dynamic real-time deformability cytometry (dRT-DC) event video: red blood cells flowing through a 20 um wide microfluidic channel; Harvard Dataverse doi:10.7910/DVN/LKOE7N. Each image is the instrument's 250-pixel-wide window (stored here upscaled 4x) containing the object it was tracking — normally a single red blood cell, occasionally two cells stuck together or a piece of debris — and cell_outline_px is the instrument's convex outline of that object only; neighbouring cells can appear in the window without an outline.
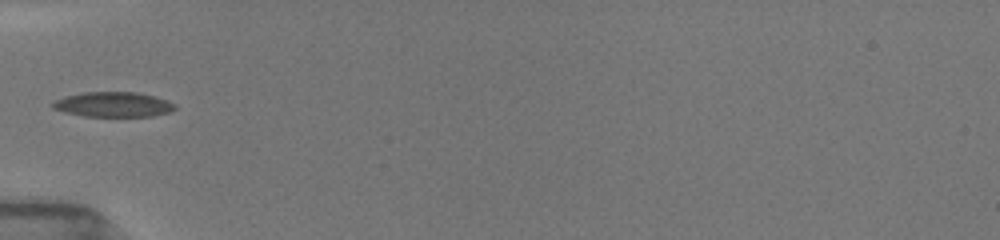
{"species": "common noctule bat (a hibernating species)", "species_latin": "Nyctalus noctula", "temperature_condition": "room temperature", "stored_images_in_passage": 20, "camera_frame_rate_fps": 3000, "um_per_image_px": 0.085, "animal": {"sex": "female", "body_mass_g": 19.5, "forearm_length_mm": 54.1}, "frame": {"image": 1, "passage_image": 4, "time_ms": 1.0, "image_size_px": [1000, 240], "cell_outline_px": [[176, 108], [172, 112], [152, 116], [84, 116], [64, 112], [52, 108], [48, 104], [64, 96], [84, 92], [136, 92], [152, 96], [176, 104]], "centroid_in_image_um": [9.59, 8.88], "position_along_channel_um": 75.4, "area_um2": 17.8}}
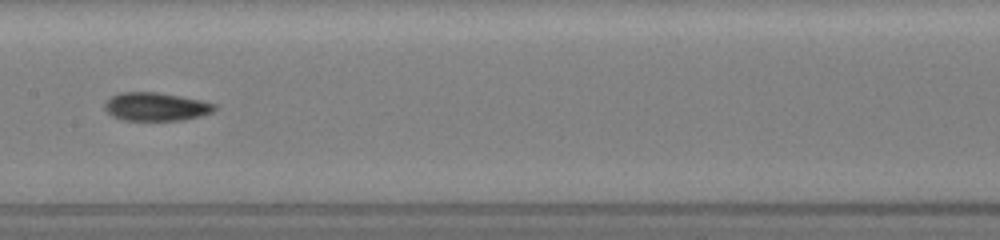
{"frame": {"image": 2, "passage_image": 19, "time_ms": 4.0, "image_size_px": [1000, 240], "cell_outline_px": [[216, 108], [212, 112], [200, 116], [184, 120], [124, 120], [112, 116], [104, 108], [104, 104], [112, 96], [120, 92], [156, 92], [180, 96], [200, 100], [216, 104]], "centroid_in_image_um": [13.25, 9.07], "position_along_channel_um": 194.1, "area_um2": 18.03}}